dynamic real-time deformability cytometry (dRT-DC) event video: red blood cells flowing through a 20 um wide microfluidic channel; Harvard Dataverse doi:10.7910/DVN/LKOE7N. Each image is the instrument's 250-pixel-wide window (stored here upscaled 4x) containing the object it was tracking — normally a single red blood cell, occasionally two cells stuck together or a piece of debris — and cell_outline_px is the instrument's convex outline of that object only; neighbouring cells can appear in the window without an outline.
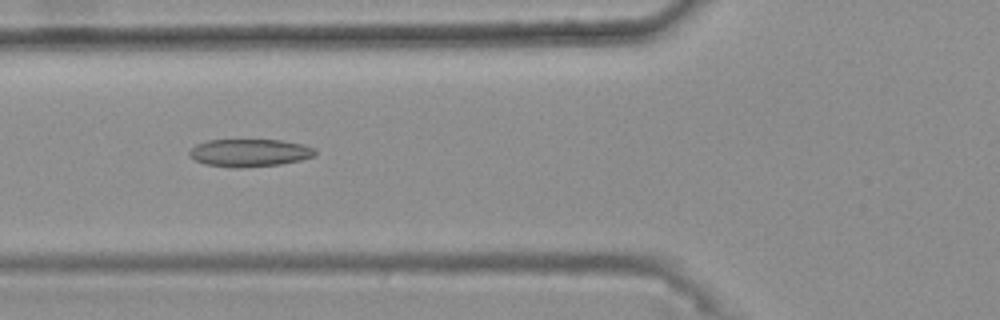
{"species": "common noctule bat (a hibernating species)", "species_latin": "Nyctalus noctula", "temperature_condition": "warm", "stored_images_in_passage": 45, "camera_frame_rate_fps": 3000, "um_per_image_px": 0.085, "animal": {"sex": "female", "body_mass_g": 25.1}, "frame": {"image": 1, "passage_image": 19, "time_ms": 6.0, "image_size_px": [1000, 320], "cell_outline_px": [[316, 152], [312, 156], [300, 160], [280, 164], [240, 168], [236, 168], [204, 164], [188, 156], [188, 152], [196, 144], [208, 140], [280, 140], [304, 144], [316, 148]], "centroid_in_image_um": [21.2, 12.98], "position_along_channel_um": 104.6, "area_um2": 20.29}}
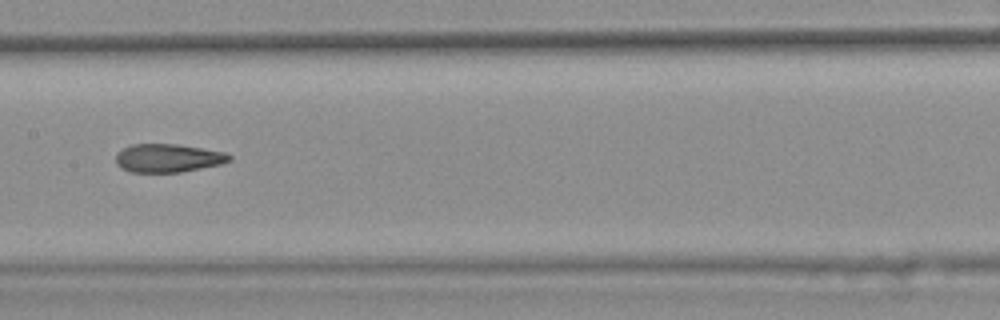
{"frame": {"image": 2, "passage_image": 26, "time_ms": 8.333, "image_size_px": [1000, 320], "cell_outline_px": [[232, 160], [224, 164], [180, 172], [132, 172], [116, 164], [116, 152], [132, 144], [176, 144], [224, 152], [232, 156]], "centroid_in_image_um": [14.31, 13.44], "position_along_channel_um": 193.1, "area_um2": 18.73}}
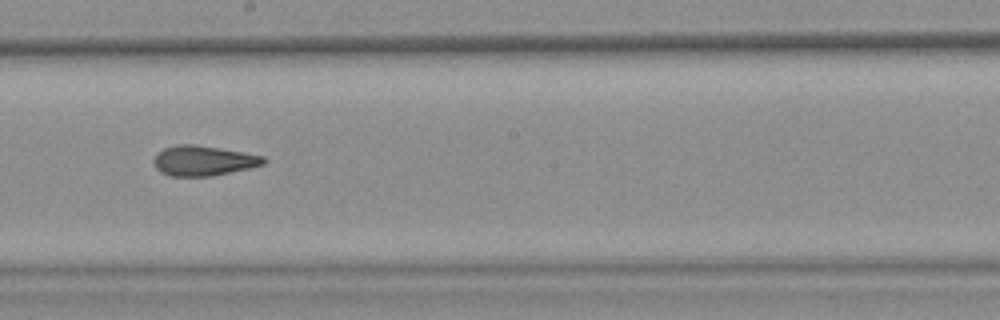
{"frame": {"image": 3, "passage_image": 29, "time_ms": 9.333, "image_size_px": [1000, 320], "cell_outline_px": [[268, 160], [264, 164], [248, 168], [212, 176], [168, 176], [160, 172], [156, 168], [152, 160], [156, 152], [164, 148], [180, 144], [196, 144], [220, 148], [264, 156]], "centroid_in_image_um": [17.25, 13.65], "position_along_channel_um": 231.0, "area_um2": 19.36}, "authors_computed_cell_mechanics": {"area_um2": 20.23, "velocity_mm_per_s": 3.7922, "shape_relaxation_time_tau1_ms": null, "shape_relaxation_time_tau2_ms": 2.7663, "deformation_change_tau1": null, "deformation_change_tau2": 0.1019}}